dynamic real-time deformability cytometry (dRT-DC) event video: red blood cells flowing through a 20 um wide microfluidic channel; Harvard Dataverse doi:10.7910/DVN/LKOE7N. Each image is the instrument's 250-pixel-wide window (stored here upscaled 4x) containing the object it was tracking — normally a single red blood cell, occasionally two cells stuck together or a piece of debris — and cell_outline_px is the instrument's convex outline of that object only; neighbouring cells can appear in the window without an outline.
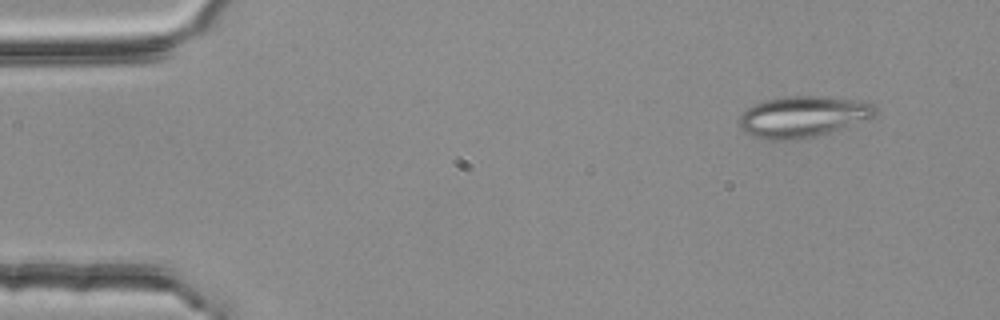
{"species": "common noctule bat (a hibernating species)", "species_latin": "Nyctalus noctula", "temperature_condition": "room temperature", "stored_images_in_passage": 3, "camera_frame_rate_fps": 3000, "um_per_image_px": 0.085, "animal": {"sex": "female", "body_mass_g": 25.1}, "frame": {"image": 1, "passage_image": 1, "time_ms": 0.0, "image_size_px": [1000, 320], "cell_outline_px": [[876, 116], [868, 120], [816, 136], [796, 140], [760, 140], [744, 132], [740, 128], [736, 120], [752, 104], [764, 100], [784, 96], [824, 96], [852, 100], [876, 104]], "centroid_in_image_um": [68.2, 9.93], "position_along_channel_um": 16.8, "area_um2": 33.12}}